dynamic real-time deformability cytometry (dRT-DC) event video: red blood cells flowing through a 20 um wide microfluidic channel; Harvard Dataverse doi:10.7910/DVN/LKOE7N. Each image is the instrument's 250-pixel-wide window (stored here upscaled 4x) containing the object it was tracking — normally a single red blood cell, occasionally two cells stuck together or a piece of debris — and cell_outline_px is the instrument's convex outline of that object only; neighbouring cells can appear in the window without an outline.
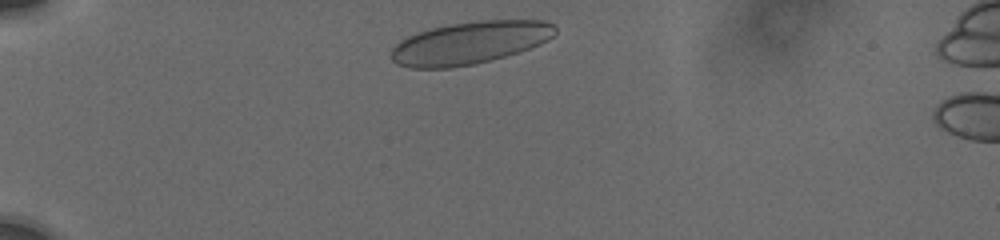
{"species": "human", "species_latin": "Homo sapiens", "temperature_condition": "cold", "stored_images_in_passage": 3, "camera_frame_rate_fps": 3000, "um_per_image_px": 0.085, "donor": {"sex": "male"}, "frame": {"image": 1, "passage_image": 1, "time_ms": 0.0, "image_size_px": [1000, 240], "cell_outline_px": [[556, 32], [548, 40], [540, 44], [492, 60], [476, 64], [448, 68], [408, 68], [396, 64], [392, 60], [392, 48], [400, 40], [416, 32], [432, 28], [452, 24], [480, 20], [544, 20], [552, 24], [556, 28]], "centroid_in_image_um": [39.91, 3.64], "position_along_channel_um": 45.1, "area_um2": 40.58}}